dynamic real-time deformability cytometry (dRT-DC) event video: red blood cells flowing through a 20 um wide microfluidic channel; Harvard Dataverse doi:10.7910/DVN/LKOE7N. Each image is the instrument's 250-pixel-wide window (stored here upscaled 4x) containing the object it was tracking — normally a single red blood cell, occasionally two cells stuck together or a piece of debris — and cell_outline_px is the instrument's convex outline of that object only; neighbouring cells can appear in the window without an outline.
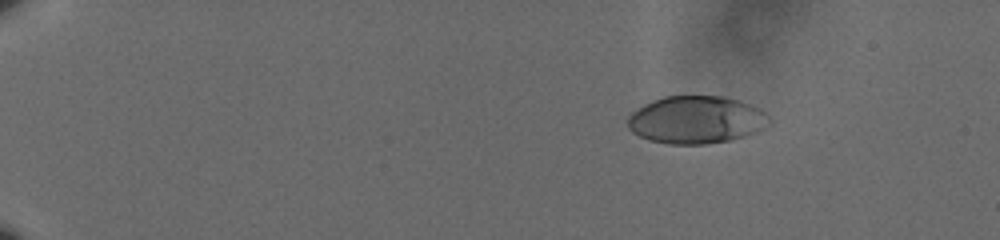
{"species": "human", "species_latin": "Homo sapiens", "temperature_condition": "cold", "stored_images_in_passage": 62, "camera_frame_rate_fps": 3000, "um_per_image_px": 0.085, "donor": {"sex": "male"}, "frame": {"image": 1, "passage_image": 12, "time_ms": 3.667, "image_size_px": [1000, 240], "cell_outline_px": [[772, 124], [756, 132], [744, 136], [728, 140], [704, 144], [668, 144], [648, 140], [632, 132], [628, 128], [628, 116], [636, 108], [652, 100], [664, 96], [724, 96], [740, 100], [760, 108], [772, 120]], "centroid_in_image_um": [59.19, 10.17], "position_along_channel_um": 25.8, "area_um2": 39.59}}
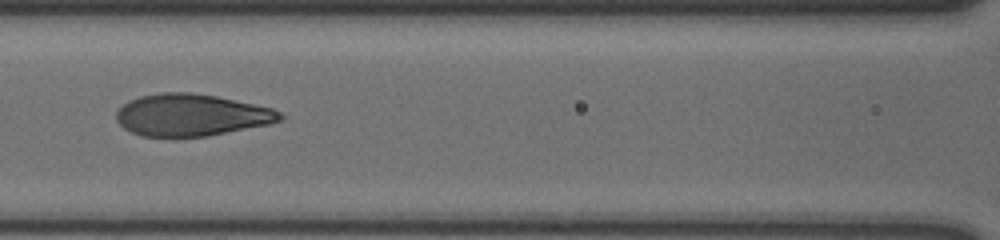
{"frame": {"image": 2, "passage_image": 33, "time_ms": 10.667, "image_size_px": [1000, 240], "cell_outline_px": [[284, 116], [280, 120], [272, 124], [208, 136], [176, 140], [140, 136], [124, 128], [116, 120], [116, 112], [128, 100], [140, 96], [160, 92], [192, 92], [216, 96], [272, 108], [280, 112]], "centroid_in_image_um": [16.23, 9.82], "position_along_channel_um": 150.4, "area_um2": 41.04}}
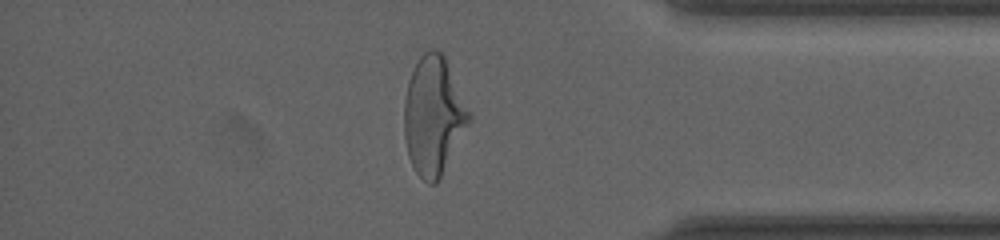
{"frame": {"image": 3, "passage_image": 55, "time_ms": 18.0, "image_size_px": [1000, 240], "cell_outline_px": [[472, 116], [436, 184], [428, 184], [416, 172], [408, 156], [404, 136], [404, 100], [408, 80], [420, 56], [424, 52], [432, 48], [436, 48], [444, 56], [472, 112]], "centroid_in_image_um": [36.84, 9.81], "position_along_channel_um": 398.4, "area_um2": 44.45}, "authors_computed_cell_mechanics": {"area_um2": 40.6623, "velocity_mm_per_s": 3.5804, "shape_relaxation_time_tau1_ms": 6.3261, "shape_relaxation_time_tau2_ms": null, "deformation_change_tau1": 0.239, "deformation_change_tau2": null}}